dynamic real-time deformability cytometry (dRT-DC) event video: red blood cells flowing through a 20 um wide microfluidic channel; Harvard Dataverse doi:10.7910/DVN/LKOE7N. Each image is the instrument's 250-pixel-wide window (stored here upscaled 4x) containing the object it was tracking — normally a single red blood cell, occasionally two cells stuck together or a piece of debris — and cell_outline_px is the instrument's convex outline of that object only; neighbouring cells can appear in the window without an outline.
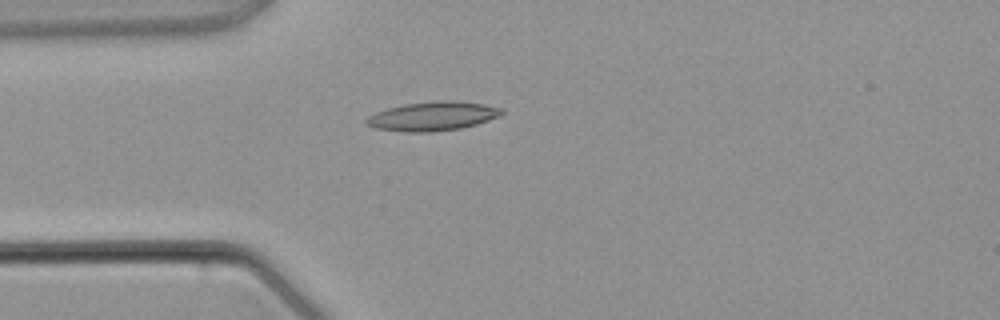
{"species": "common noctule bat (a hibernating species)", "species_latin": "Nyctalus noctula", "temperature_condition": "warm", "stored_images_in_passage": 2, "camera_frame_rate_fps": 3000, "um_per_image_px": 0.085, "animal": {"sex": "male", "body_mass_g": 21.5, "forearm_length_mm": 52.0}, "frame": {"image": 1, "passage_image": 2, "time_ms": 2.333, "image_size_px": [1000, 320], "cell_outline_px": [[504, 112], [500, 116], [476, 124], [460, 128], [432, 132], [404, 132], [376, 128], [368, 124], [364, 120], [368, 116], [376, 112], [388, 108], [404, 104], [436, 100], [448, 100], [484, 104], [504, 108]], "centroid_in_image_um": [36.79, 9.87], "position_along_channel_um": 48.2, "area_um2": 22.89}}